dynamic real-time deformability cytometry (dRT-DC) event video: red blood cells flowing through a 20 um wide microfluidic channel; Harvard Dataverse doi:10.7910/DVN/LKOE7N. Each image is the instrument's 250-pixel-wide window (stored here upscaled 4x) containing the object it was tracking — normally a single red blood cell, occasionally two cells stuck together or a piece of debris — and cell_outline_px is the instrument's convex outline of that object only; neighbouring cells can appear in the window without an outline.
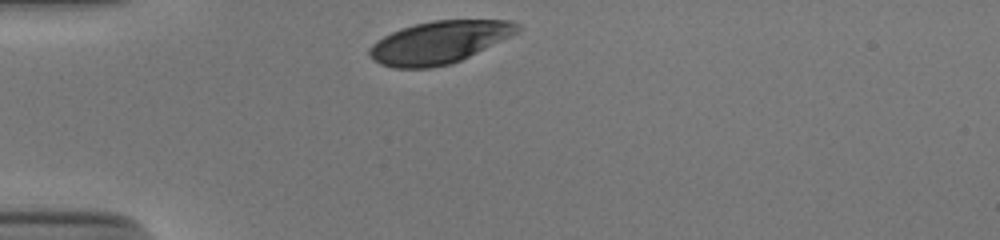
{"species": "human", "species_latin": "Homo sapiens", "temperature_condition": "cold", "stored_images_in_passage": 29, "camera_frame_rate_fps": 3000, "um_per_image_px": 0.085, "donor": {"sex": "male"}, "frame": {"image": 1, "passage_image": 1, "time_ms": 0.0, "image_size_px": [1000, 240], "cell_outline_px": [[520, 28], [516, 32], [452, 64], [428, 68], [392, 68], [380, 64], [372, 60], [368, 56], [368, 48], [376, 40], [392, 32], [416, 24], [432, 20], [512, 20], [520, 24]], "centroid_in_image_um": [37.25, 3.6], "position_along_channel_um": 47.7, "area_um2": 36.24}}
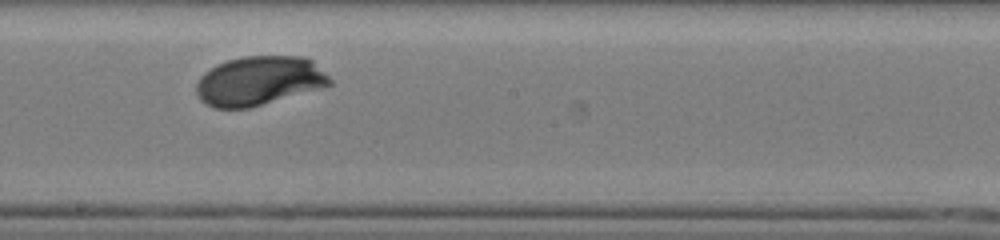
{"frame": {"image": 2, "passage_image": 17, "time_ms": 5.333, "image_size_px": [1000, 240], "cell_outline_px": [[332, 84], [320, 88], [248, 108], [212, 108], [204, 104], [200, 100], [196, 92], [196, 84], [200, 76], [204, 72], [216, 64], [228, 60], [244, 56], [304, 56], [312, 60], [332, 80]], "centroid_in_image_um": [21.98, 6.86], "position_along_channel_um": 226.2, "area_um2": 38.21}}
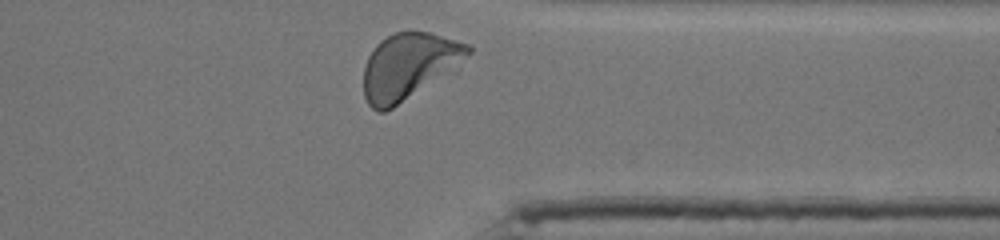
{"frame": {"image": 3, "passage_image": 29, "time_ms": 9.333, "image_size_px": [1000, 240], "cell_outline_px": [[472, 52], [456, 72], [392, 108], [384, 112], [376, 112], [368, 104], [364, 96], [364, 64], [368, 56], [376, 44], [380, 40], [396, 32], [428, 32], [456, 40], [468, 44], [472, 48]], "centroid_in_image_um": [34.8, 5.65], "position_along_channel_um": 376.6, "area_um2": 41.1}, "authors_computed_cell_mechanics": {"area_um2": 38.2058, "velocity_mm_per_s": 3.8021, "shape_relaxation_time_tau1_ms": 1.9712, "shape_relaxation_time_tau2_ms": null, "deformation_change_tau1": 0.1198, "deformation_change_tau2": null}}